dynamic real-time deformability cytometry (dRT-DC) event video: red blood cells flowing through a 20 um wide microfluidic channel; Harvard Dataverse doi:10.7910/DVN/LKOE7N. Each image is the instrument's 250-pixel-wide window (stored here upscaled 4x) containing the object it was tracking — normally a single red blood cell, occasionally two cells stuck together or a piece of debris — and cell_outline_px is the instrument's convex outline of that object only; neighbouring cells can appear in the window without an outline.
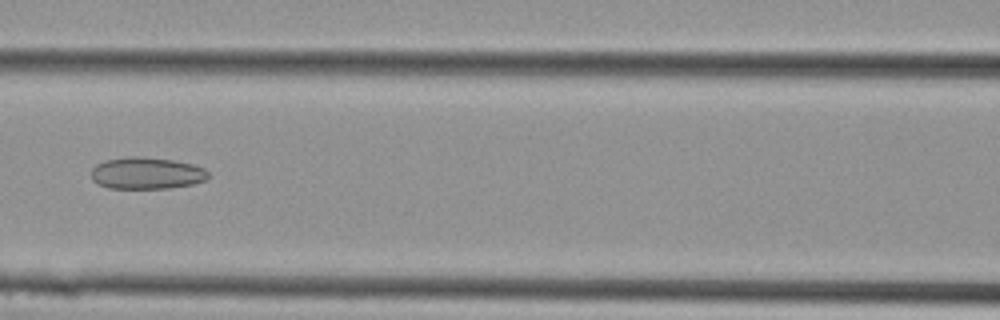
{"species": "Egyptian fruit bat (a non-hibernating species)", "species_latin": "Rousettus aegyptiacus", "temperature_condition": "cold", "stored_images_in_passage": 22, "camera_frame_rate_fps": 3000, "um_per_image_px": 0.085, "animal": {"sex": "female"}, "frame": {"image": 1, "passage_image": 7, "time_ms": 2.0, "image_size_px": [1000, 320], "cell_outline_px": [[208, 176], [204, 180], [192, 184], [168, 188], [108, 188], [92, 180], [92, 168], [96, 164], [104, 160], [128, 156], [144, 156], [172, 160], [192, 164], [204, 168], [208, 172]], "centroid_in_image_um": [12.43, 14.71], "position_along_channel_um": 154.2, "area_um2": 21.68}}
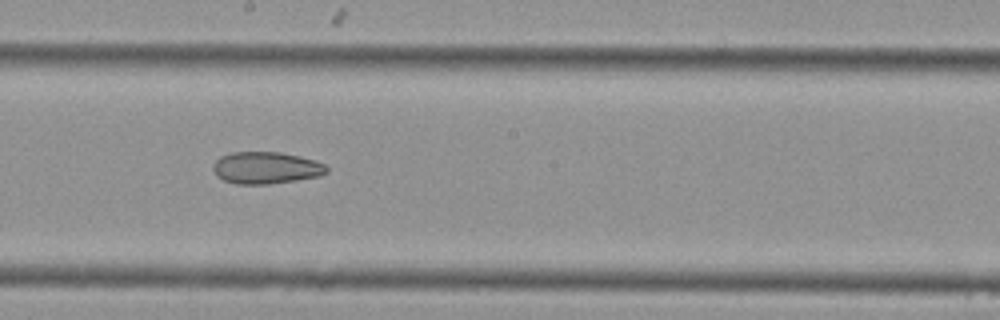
{"frame": {"image": 2, "passage_image": 10, "time_ms": 3.0, "image_size_px": [1000, 320], "cell_outline_px": [[328, 172], [320, 176], [296, 180], [268, 184], [236, 184], [224, 180], [216, 176], [212, 168], [212, 164], [220, 156], [232, 152], [280, 152], [300, 156], [316, 160], [324, 164], [328, 168]], "centroid_in_image_um": [22.6, 14.26], "position_along_channel_um": 225.6, "area_um2": 21.33}}